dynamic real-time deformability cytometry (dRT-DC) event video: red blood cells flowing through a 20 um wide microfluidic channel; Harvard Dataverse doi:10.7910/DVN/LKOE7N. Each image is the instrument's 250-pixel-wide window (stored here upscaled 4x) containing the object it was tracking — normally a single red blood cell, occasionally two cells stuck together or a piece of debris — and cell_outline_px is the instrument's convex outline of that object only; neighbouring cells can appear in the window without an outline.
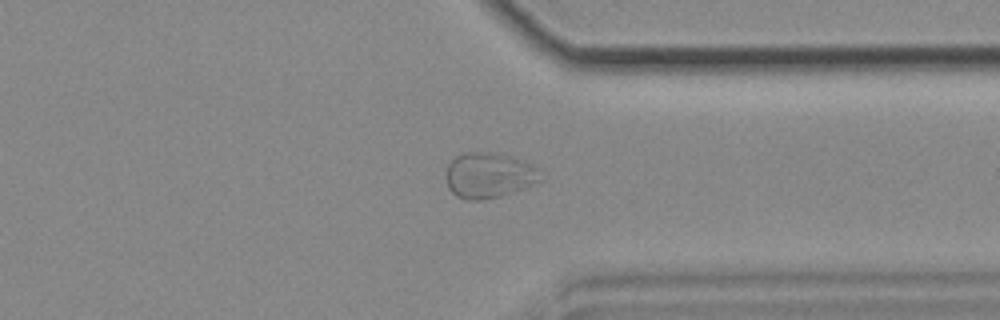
{"species": "common noctule bat (a hibernating species)", "species_latin": "Nyctalus noctula", "temperature_condition": "cold", "stored_images_in_passage": 44, "camera_frame_rate_fps": 3000, "um_per_image_px": 0.085, "animal": {"sex": "female", "body_mass_g": 18.4}, "frame": {"image": 1, "passage_image": 38, "time_ms": 12.333, "image_size_px": [1000, 320], "cell_outline_px": [[540, 180], [524, 188], [500, 196], [480, 200], [464, 200], [456, 196], [448, 188], [448, 164], [456, 156], [464, 152], [488, 152], [508, 156], [524, 160], [540, 168]], "centroid_in_image_um": [41.57, 14.9], "position_along_channel_um": 369.8, "area_um2": 24.85}}